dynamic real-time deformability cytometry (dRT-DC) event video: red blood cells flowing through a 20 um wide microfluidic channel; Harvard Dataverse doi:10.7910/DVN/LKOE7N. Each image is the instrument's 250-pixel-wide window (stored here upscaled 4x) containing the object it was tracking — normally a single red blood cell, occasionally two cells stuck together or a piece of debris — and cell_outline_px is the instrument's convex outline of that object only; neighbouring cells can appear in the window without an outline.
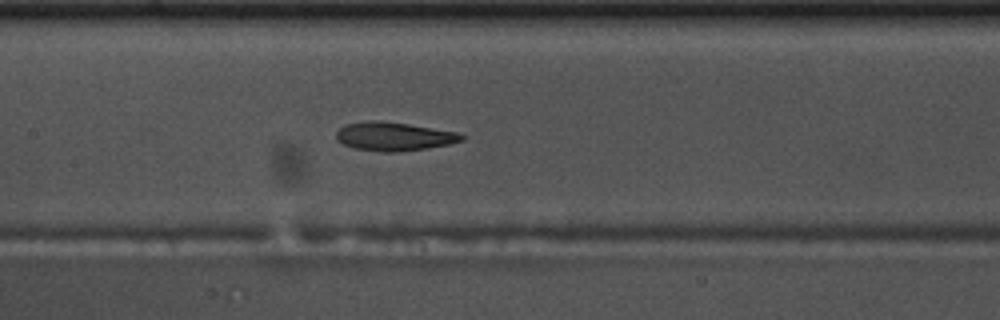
{"species": "common noctule bat (a hibernating species)", "species_latin": "Nyctalus noctula", "temperature_condition": "warm", "stored_images_in_passage": 29, "camera_frame_rate_fps": 3000, "um_per_image_px": 0.085, "animal": {"sex": "male", "body_mass_g": 17.5, "forearm_length_mm": 52.3}, "frame": {"image": 1, "passage_image": 11, "time_ms": 3.333, "image_size_px": [1000, 320], "cell_outline_px": [[464, 140], [448, 144], [428, 148], [396, 152], [384, 152], [352, 148], [336, 140], [336, 132], [340, 128], [348, 124], [368, 120], [372, 120], [408, 124], [456, 132], [464, 136]], "centroid_in_image_um": [33.45, 11.6], "position_along_channel_um": 173.9, "area_um2": 20.69}}
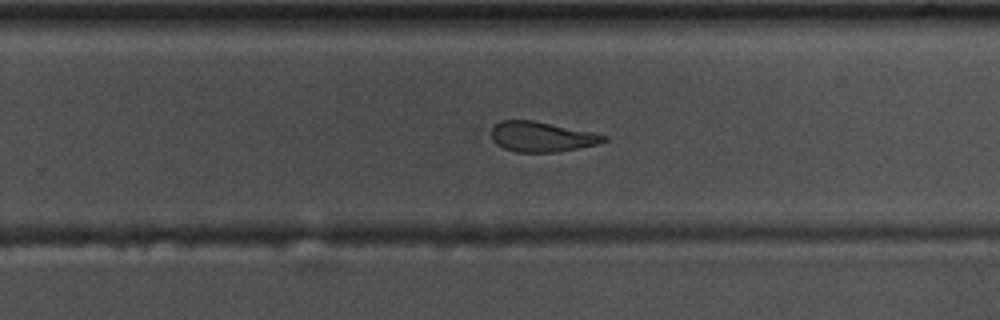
{"frame": {"image": 2, "passage_image": 20, "time_ms": 6.333, "image_size_px": [1000, 320], "cell_outline_px": [[608, 140], [596, 144], [556, 152], [516, 152], [504, 148], [496, 144], [484, 132], [500, 120], [532, 120], [592, 132], [608, 136]], "centroid_in_image_um": [45.92, 11.61], "position_along_channel_um": 283.9, "area_um2": 20.0}}
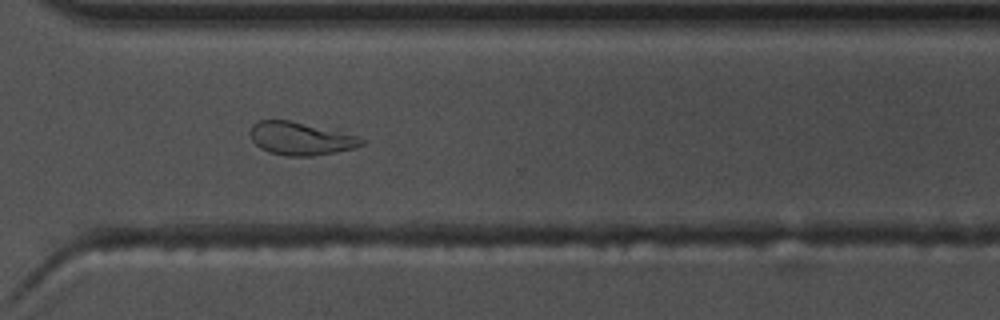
{"frame": {"image": 3, "passage_image": 25, "time_ms": 8.0, "image_size_px": [1000, 320], "cell_outline_px": [[364, 144], [356, 148], [336, 152], [312, 156], [284, 156], [268, 152], [260, 148], [252, 140], [248, 132], [252, 124], [260, 120], [288, 120], [340, 128], [360, 136], [364, 140]], "centroid_in_image_um": [25.64, 11.75], "position_along_channel_um": 345.0, "area_um2": 22.43}, "authors_computed_cell_mechanics": {"area_um2": 20.9814, "velocity_mm_per_s": 3.675, "shape_relaxation_time_tau1_ms": 6.3726, "shape_relaxation_time_tau2_ms": 1.9196, "deformation_change_tau1": 0.2065, "deformation_change_tau2": 0.091}}